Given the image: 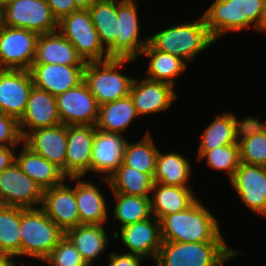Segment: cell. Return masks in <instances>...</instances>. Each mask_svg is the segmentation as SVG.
Returning <instances> with one entry per match:
<instances>
[{
  "instance_id": "cell-5",
  "label": "cell",
  "mask_w": 266,
  "mask_h": 266,
  "mask_svg": "<svg viewBox=\"0 0 266 266\" xmlns=\"http://www.w3.org/2000/svg\"><path fill=\"white\" fill-rule=\"evenodd\" d=\"M21 257L43 261L65 233L39 208L21 207Z\"/></svg>"
},
{
  "instance_id": "cell-29",
  "label": "cell",
  "mask_w": 266,
  "mask_h": 266,
  "mask_svg": "<svg viewBox=\"0 0 266 266\" xmlns=\"http://www.w3.org/2000/svg\"><path fill=\"white\" fill-rule=\"evenodd\" d=\"M65 236L76 247L88 266H94L93 261L99 259L104 250H107L109 243V235L104 225L80 224L68 229Z\"/></svg>"
},
{
  "instance_id": "cell-35",
  "label": "cell",
  "mask_w": 266,
  "mask_h": 266,
  "mask_svg": "<svg viewBox=\"0 0 266 266\" xmlns=\"http://www.w3.org/2000/svg\"><path fill=\"white\" fill-rule=\"evenodd\" d=\"M159 149L148 130L144 136L134 143L128 140L124 147L123 163L142 173L149 174L152 178L155 172L156 158Z\"/></svg>"
},
{
  "instance_id": "cell-7",
  "label": "cell",
  "mask_w": 266,
  "mask_h": 266,
  "mask_svg": "<svg viewBox=\"0 0 266 266\" xmlns=\"http://www.w3.org/2000/svg\"><path fill=\"white\" fill-rule=\"evenodd\" d=\"M57 30L76 48L85 63L109 60L88 9H78L62 17Z\"/></svg>"
},
{
  "instance_id": "cell-47",
  "label": "cell",
  "mask_w": 266,
  "mask_h": 266,
  "mask_svg": "<svg viewBox=\"0 0 266 266\" xmlns=\"http://www.w3.org/2000/svg\"><path fill=\"white\" fill-rule=\"evenodd\" d=\"M16 0H0V10Z\"/></svg>"
},
{
  "instance_id": "cell-12",
  "label": "cell",
  "mask_w": 266,
  "mask_h": 266,
  "mask_svg": "<svg viewBox=\"0 0 266 266\" xmlns=\"http://www.w3.org/2000/svg\"><path fill=\"white\" fill-rule=\"evenodd\" d=\"M56 100L62 124L96 126L99 104L84 81L58 95Z\"/></svg>"
},
{
  "instance_id": "cell-32",
  "label": "cell",
  "mask_w": 266,
  "mask_h": 266,
  "mask_svg": "<svg viewBox=\"0 0 266 266\" xmlns=\"http://www.w3.org/2000/svg\"><path fill=\"white\" fill-rule=\"evenodd\" d=\"M189 160L180 153L170 152L157 154L154 183L170 186L191 187L189 178L192 177Z\"/></svg>"
},
{
  "instance_id": "cell-27",
  "label": "cell",
  "mask_w": 266,
  "mask_h": 266,
  "mask_svg": "<svg viewBox=\"0 0 266 266\" xmlns=\"http://www.w3.org/2000/svg\"><path fill=\"white\" fill-rule=\"evenodd\" d=\"M197 199L191 187L154 183L150 195L152 216L160 221L166 215L186 210Z\"/></svg>"
},
{
  "instance_id": "cell-20",
  "label": "cell",
  "mask_w": 266,
  "mask_h": 266,
  "mask_svg": "<svg viewBox=\"0 0 266 266\" xmlns=\"http://www.w3.org/2000/svg\"><path fill=\"white\" fill-rule=\"evenodd\" d=\"M62 124L58 113L56 97L45 90L33 86L19 129L24 138L29 132Z\"/></svg>"
},
{
  "instance_id": "cell-22",
  "label": "cell",
  "mask_w": 266,
  "mask_h": 266,
  "mask_svg": "<svg viewBox=\"0 0 266 266\" xmlns=\"http://www.w3.org/2000/svg\"><path fill=\"white\" fill-rule=\"evenodd\" d=\"M125 135L96 129L92 149L91 173L107 178L123 163Z\"/></svg>"
},
{
  "instance_id": "cell-14",
  "label": "cell",
  "mask_w": 266,
  "mask_h": 266,
  "mask_svg": "<svg viewBox=\"0 0 266 266\" xmlns=\"http://www.w3.org/2000/svg\"><path fill=\"white\" fill-rule=\"evenodd\" d=\"M229 181L241 203L252 213L262 216L266 214V167L240 162Z\"/></svg>"
},
{
  "instance_id": "cell-40",
  "label": "cell",
  "mask_w": 266,
  "mask_h": 266,
  "mask_svg": "<svg viewBox=\"0 0 266 266\" xmlns=\"http://www.w3.org/2000/svg\"><path fill=\"white\" fill-rule=\"evenodd\" d=\"M22 142L19 121L0 111V146H20Z\"/></svg>"
},
{
  "instance_id": "cell-10",
  "label": "cell",
  "mask_w": 266,
  "mask_h": 266,
  "mask_svg": "<svg viewBox=\"0 0 266 266\" xmlns=\"http://www.w3.org/2000/svg\"><path fill=\"white\" fill-rule=\"evenodd\" d=\"M38 37L34 31L0 24V69L29 70Z\"/></svg>"
},
{
  "instance_id": "cell-2",
  "label": "cell",
  "mask_w": 266,
  "mask_h": 266,
  "mask_svg": "<svg viewBox=\"0 0 266 266\" xmlns=\"http://www.w3.org/2000/svg\"><path fill=\"white\" fill-rule=\"evenodd\" d=\"M226 243L162 241L154 262L156 266H222L242 253Z\"/></svg>"
},
{
  "instance_id": "cell-39",
  "label": "cell",
  "mask_w": 266,
  "mask_h": 266,
  "mask_svg": "<svg viewBox=\"0 0 266 266\" xmlns=\"http://www.w3.org/2000/svg\"><path fill=\"white\" fill-rule=\"evenodd\" d=\"M43 262L50 266H88L66 236L58 242Z\"/></svg>"
},
{
  "instance_id": "cell-18",
  "label": "cell",
  "mask_w": 266,
  "mask_h": 266,
  "mask_svg": "<svg viewBox=\"0 0 266 266\" xmlns=\"http://www.w3.org/2000/svg\"><path fill=\"white\" fill-rule=\"evenodd\" d=\"M40 208L64 233L80 225L75 186H69L65 181L43 190Z\"/></svg>"
},
{
  "instance_id": "cell-23",
  "label": "cell",
  "mask_w": 266,
  "mask_h": 266,
  "mask_svg": "<svg viewBox=\"0 0 266 266\" xmlns=\"http://www.w3.org/2000/svg\"><path fill=\"white\" fill-rule=\"evenodd\" d=\"M75 184L80 224L106 225L108 219V205L98 186L82 177H67Z\"/></svg>"
},
{
  "instance_id": "cell-45",
  "label": "cell",
  "mask_w": 266,
  "mask_h": 266,
  "mask_svg": "<svg viewBox=\"0 0 266 266\" xmlns=\"http://www.w3.org/2000/svg\"><path fill=\"white\" fill-rule=\"evenodd\" d=\"M16 261L14 258L5 255V254H0V266H15Z\"/></svg>"
},
{
  "instance_id": "cell-19",
  "label": "cell",
  "mask_w": 266,
  "mask_h": 266,
  "mask_svg": "<svg viewBox=\"0 0 266 266\" xmlns=\"http://www.w3.org/2000/svg\"><path fill=\"white\" fill-rule=\"evenodd\" d=\"M85 65L33 63L29 69L33 85L57 97L83 81Z\"/></svg>"
},
{
  "instance_id": "cell-28",
  "label": "cell",
  "mask_w": 266,
  "mask_h": 266,
  "mask_svg": "<svg viewBox=\"0 0 266 266\" xmlns=\"http://www.w3.org/2000/svg\"><path fill=\"white\" fill-rule=\"evenodd\" d=\"M245 118L238 120L235 114L229 111L218 114L201 135L196 159L216 147L238 144L239 131Z\"/></svg>"
},
{
  "instance_id": "cell-15",
  "label": "cell",
  "mask_w": 266,
  "mask_h": 266,
  "mask_svg": "<svg viewBox=\"0 0 266 266\" xmlns=\"http://www.w3.org/2000/svg\"><path fill=\"white\" fill-rule=\"evenodd\" d=\"M129 96L139 117L165 112L177 99V93L172 85L147 78H133Z\"/></svg>"
},
{
  "instance_id": "cell-37",
  "label": "cell",
  "mask_w": 266,
  "mask_h": 266,
  "mask_svg": "<svg viewBox=\"0 0 266 266\" xmlns=\"http://www.w3.org/2000/svg\"><path fill=\"white\" fill-rule=\"evenodd\" d=\"M115 203L113 214L122 228L126 225L145 221L152 217L150 197L113 193Z\"/></svg>"
},
{
  "instance_id": "cell-30",
  "label": "cell",
  "mask_w": 266,
  "mask_h": 266,
  "mask_svg": "<svg viewBox=\"0 0 266 266\" xmlns=\"http://www.w3.org/2000/svg\"><path fill=\"white\" fill-rule=\"evenodd\" d=\"M140 56H146L150 61L146 73L152 81L165 82L175 88V78L187 70V65L180 57L156 50L149 42L141 51Z\"/></svg>"
},
{
  "instance_id": "cell-41",
  "label": "cell",
  "mask_w": 266,
  "mask_h": 266,
  "mask_svg": "<svg viewBox=\"0 0 266 266\" xmlns=\"http://www.w3.org/2000/svg\"><path fill=\"white\" fill-rule=\"evenodd\" d=\"M142 256L135 254H128L112 252L109 255V262L107 266H142Z\"/></svg>"
},
{
  "instance_id": "cell-13",
  "label": "cell",
  "mask_w": 266,
  "mask_h": 266,
  "mask_svg": "<svg viewBox=\"0 0 266 266\" xmlns=\"http://www.w3.org/2000/svg\"><path fill=\"white\" fill-rule=\"evenodd\" d=\"M113 233V239H121L126 250L124 253L142 256L155 260L162 245L160 221L151 218L126 225ZM120 237V238H119Z\"/></svg>"
},
{
  "instance_id": "cell-8",
  "label": "cell",
  "mask_w": 266,
  "mask_h": 266,
  "mask_svg": "<svg viewBox=\"0 0 266 266\" xmlns=\"http://www.w3.org/2000/svg\"><path fill=\"white\" fill-rule=\"evenodd\" d=\"M0 24L38 34L57 31L58 21L46 0H16L0 10Z\"/></svg>"
},
{
  "instance_id": "cell-25",
  "label": "cell",
  "mask_w": 266,
  "mask_h": 266,
  "mask_svg": "<svg viewBox=\"0 0 266 266\" xmlns=\"http://www.w3.org/2000/svg\"><path fill=\"white\" fill-rule=\"evenodd\" d=\"M257 117L244 119L238 137L240 162L266 167V125Z\"/></svg>"
},
{
  "instance_id": "cell-43",
  "label": "cell",
  "mask_w": 266,
  "mask_h": 266,
  "mask_svg": "<svg viewBox=\"0 0 266 266\" xmlns=\"http://www.w3.org/2000/svg\"><path fill=\"white\" fill-rule=\"evenodd\" d=\"M17 146H0V172L15 162Z\"/></svg>"
},
{
  "instance_id": "cell-36",
  "label": "cell",
  "mask_w": 266,
  "mask_h": 266,
  "mask_svg": "<svg viewBox=\"0 0 266 266\" xmlns=\"http://www.w3.org/2000/svg\"><path fill=\"white\" fill-rule=\"evenodd\" d=\"M21 207L0 205V254L21 257Z\"/></svg>"
},
{
  "instance_id": "cell-3",
  "label": "cell",
  "mask_w": 266,
  "mask_h": 266,
  "mask_svg": "<svg viewBox=\"0 0 266 266\" xmlns=\"http://www.w3.org/2000/svg\"><path fill=\"white\" fill-rule=\"evenodd\" d=\"M148 37L156 50L178 56L186 63L215 43L203 16L190 22H178Z\"/></svg>"
},
{
  "instance_id": "cell-21",
  "label": "cell",
  "mask_w": 266,
  "mask_h": 266,
  "mask_svg": "<svg viewBox=\"0 0 266 266\" xmlns=\"http://www.w3.org/2000/svg\"><path fill=\"white\" fill-rule=\"evenodd\" d=\"M23 143L33 152L55 164L65 174L66 125L59 124L53 127L35 129L23 138Z\"/></svg>"
},
{
  "instance_id": "cell-6",
  "label": "cell",
  "mask_w": 266,
  "mask_h": 266,
  "mask_svg": "<svg viewBox=\"0 0 266 266\" xmlns=\"http://www.w3.org/2000/svg\"><path fill=\"white\" fill-rule=\"evenodd\" d=\"M132 59H109L102 62H87L83 70V81L96 98L99 106L129 95L133 77L120 73Z\"/></svg>"
},
{
  "instance_id": "cell-42",
  "label": "cell",
  "mask_w": 266,
  "mask_h": 266,
  "mask_svg": "<svg viewBox=\"0 0 266 266\" xmlns=\"http://www.w3.org/2000/svg\"><path fill=\"white\" fill-rule=\"evenodd\" d=\"M51 8L53 16L59 21L62 17L78 10L73 0H46Z\"/></svg>"
},
{
  "instance_id": "cell-11",
  "label": "cell",
  "mask_w": 266,
  "mask_h": 266,
  "mask_svg": "<svg viewBox=\"0 0 266 266\" xmlns=\"http://www.w3.org/2000/svg\"><path fill=\"white\" fill-rule=\"evenodd\" d=\"M43 189L14 162L0 172V205L39 208Z\"/></svg>"
},
{
  "instance_id": "cell-1",
  "label": "cell",
  "mask_w": 266,
  "mask_h": 266,
  "mask_svg": "<svg viewBox=\"0 0 266 266\" xmlns=\"http://www.w3.org/2000/svg\"><path fill=\"white\" fill-rule=\"evenodd\" d=\"M199 201L197 199L186 210L166 215L160 220L162 241H225L220 231V222L211 210Z\"/></svg>"
},
{
  "instance_id": "cell-9",
  "label": "cell",
  "mask_w": 266,
  "mask_h": 266,
  "mask_svg": "<svg viewBox=\"0 0 266 266\" xmlns=\"http://www.w3.org/2000/svg\"><path fill=\"white\" fill-rule=\"evenodd\" d=\"M138 3L117 0L118 35L116 41L107 49L109 59L138 60L141 51L148 44L149 37L141 39L138 16Z\"/></svg>"
},
{
  "instance_id": "cell-44",
  "label": "cell",
  "mask_w": 266,
  "mask_h": 266,
  "mask_svg": "<svg viewBox=\"0 0 266 266\" xmlns=\"http://www.w3.org/2000/svg\"><path fill=\"white\" fill-rule=\"evenodd\" d=\"M255 31L259 32H265L266 33V0L264 3V8H263V12H262V16L261 19L255 29Z\"/></svg>"
},
{
  "instance_id": "cell-16",
  "label": "cell",
  "mask_w": 266,
  "mask_h": 266,
  "mask_svg": "<svg viewBox=\"0 0 266 266\" xmlns=\"http://www.w3.org/2000/svg\"><path fill=\"white\" fill-rule=\"evenodd\" d=\"M96 126H67V149L65 175L67 177H86L91 172L92 149Z\"/></svg>"
},
{
  "instance_id": "cell-4",
  "label": "cell",
  "mask_w": 266,
  "mask_h": 266,
  "mask_svg": "<svg viewBox=\"0 0 266 266\" xmlns=\"http://www.w3.org/2000/svg\"><path fill=\"white\" fill-rule=\"evenodd\" d=\"M265 0H215L202 14L205 24L216 41L231 32L256 29Z\"/></svg>"
},
{
  "instance_id": "cell-26",
  "label": "cell",
  "mask_w": 266,
  "mask_h": 266,
  "mask_svg": "<svg viewBox=\"0 0 266 266\" xmlns=\"http://www.w3.org/2000/svg\"><path fill=\"white\" fill-rule=\"evenodd\" d=\"M33 63L85 65L76 48L57 30L39 34Z\"/></svg>"
},
{
  "instance_id": "cell-24",
  "label": "cell",
  "mask_w": 266,
  "mask_h": 266,
  "mask_svg": "<svg viewBox=\"0 0 266 266\" xmlns=\"http://www.w3.org/2000/svg\"><path fill=\"white\" fill-rule=\"evenodd\" d=\"M21 146V151L15 155V162L43 190L67 181V176L55 164L33 152L23 142Z\"/></svg>"
},
{
  "instance_id": "cell-46",
  "label": "cell",
  "mask_w": 266,
  "mask_h": 266,
  "mask_svg": "<svg viewBox=\"0 0 266 266\" xmlns=\"http://www.w3.org/2000/svg\"><path fill=\"white\" fill-rule=\"evenodd\" d=\"M77 9H89L95 0H73Z\"/></svg>"
},
{
  "instance_id": "cell-34",
  "label": "cell",
  "mask_w": 266,
  "mask_h": 266,
  "mask_svg": "<svg viewBox=\"0 0 266 266\" xmlns=\"http://www.w3.org/2000/svg\"><path fill=\"white\" fill-rule=\"evenodd\" d=\"M88 10L100 42L107 50L118 35L117 0H95Z\"/></svg>"
},
{
  "instance_id": "cell-31",
  "label": "cell",
  "mask_w": 266,
  "mask_h": 266,
  "mask_svg": "<svg viewBox=\"0 0 266 266\" xmlns=\"http://www.w3.org/2000/svg\"><path fill=\"white\" fill-rule=\"evenodd\" d=\"M131 97L117 99L99 106V116L96 129L108 133L121 134L128 129L132 121L138 118Z\"/></svg>"
},
{
  "instance_id": "cell-33",
  "label": "cell",
  "mask_w": 266,
  "mask_h": 266,
  "mask_svg": "<svg viewBox=\"0 0 266 266\" xmlns=\"http://www.w3.org/2000/svg\"><path fill=\"white\" fill-rule=\"evenodd\" d=\"M112 193L150 197L154 184L153 178L122 163L110 177L103 178V182Z\"/></svg>"
},
{
  "instance_id": "cell-17",
  "label": "cell",
  "mask_w": 266,
  "mask_h": 266,
  "mask_svg": "<svg viewBox=\"0 0 266 266\" xmlns=\"http://www.w3.org/2000/svg\"><path fill=\"white\" fill-rule=\"evenodd\" d=\"M33 86L29 70L0 69V111L19 121Z\"/></svg>"
},
{
  "instance_id": "cell-38",
  "label": "cell",
  "mask_w": 266,
  "mask_h": 266,
  "mask_svg": "<svg viewBox=\"0 0 266 266\" xmlns=\"http://www.w3.org/2000/svg\"><path fill=\"white\" fill-rule=\"evenodd\" d=\"M206 161L207 165L215 171H225L230 180L240 164L238 144L223 145L206 151L198 161Z\"/></svg>"
}]
</instances>
